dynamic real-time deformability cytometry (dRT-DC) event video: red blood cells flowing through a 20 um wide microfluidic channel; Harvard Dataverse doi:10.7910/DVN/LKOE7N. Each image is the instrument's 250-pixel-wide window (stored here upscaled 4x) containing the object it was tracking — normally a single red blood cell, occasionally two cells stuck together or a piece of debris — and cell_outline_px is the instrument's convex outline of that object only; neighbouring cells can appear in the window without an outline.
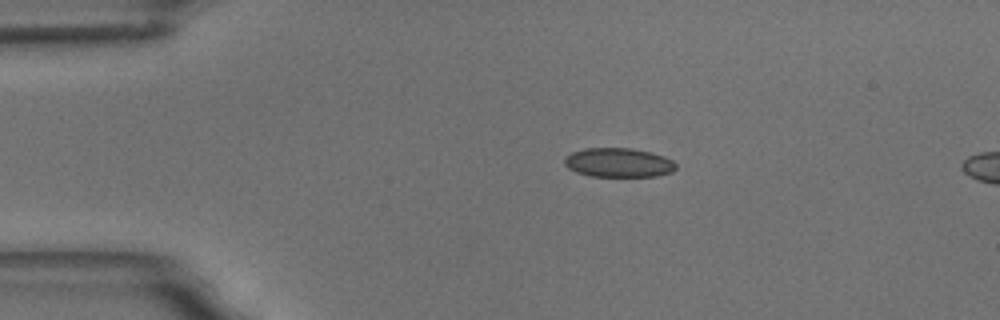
{"species": "common noctule bat (a hibernating species)", "species_latin": "Nyctalus noctula", "temperature_condition": "room temperature", "stored_images_in_passage": 4, "camera_frame_rate_fps": 3000, "um_per_image_px": 0.085, "animal": {"sex": "male", "body_mass_g": 18.8}, "frame": {"image": 1, "passage_image": 2, "time_ms": 2.0, "image_size_px": [1000, 320], "cell_outline_px": [[676, 168], [672, 172], [656, 176], [592, 176], [576, 172], [568, 168], [564, 164], [564, 160], [572, 152], [584, 148], [632, 148], [664, 156], [672, 160], [676, 164]], "centroid_in_image_um": [52.58, 13.82], "position_along_channel_um": 32.4, "area_um2": 18.84}}